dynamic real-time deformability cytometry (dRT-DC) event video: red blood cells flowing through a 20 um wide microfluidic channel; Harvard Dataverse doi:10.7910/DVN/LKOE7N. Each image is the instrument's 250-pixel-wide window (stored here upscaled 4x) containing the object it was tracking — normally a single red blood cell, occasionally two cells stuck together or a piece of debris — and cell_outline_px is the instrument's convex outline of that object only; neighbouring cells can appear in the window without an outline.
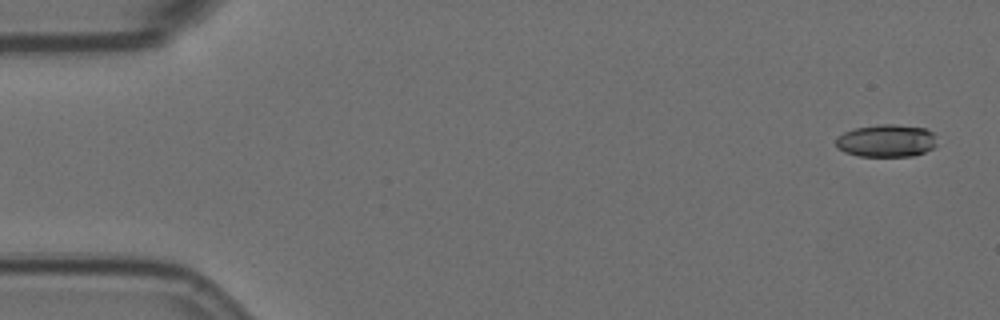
{"species": "Egyptian fruit bat (a non-hibernating species)", "species_latin": "Rousettus aegyptiacus", "temperature_condition": "room temperature", "stored_images_in_passage": 5, "camera_frame_rate_fps": 3000, "um_per_image_px": 0.085, "animal": {"sex": "female"}, "frame": {"image": 1, "passage_image": 1, "time_ms": 0.0, "image_size_px": [1000, 320], "cell_outline_px": [[936, 148], [912, 156], [860, 156], [844, 152], [836, 148], [836, 136], [844, 132], [856, 128], [880, 124], [892, 124], [924, 128], [932, 132], [936, 136]], "centroid_in_image_um": [75.34, 11.97], "position_along_channel_um": 9.7, "area_um2": 19.31}}
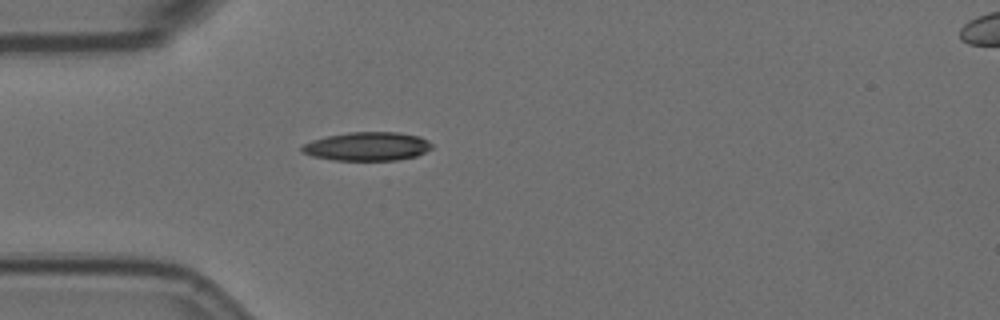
{"frame": {"image": 2, "passage_image": 5, "time_ms": 4.667, "image_size_px": [1000, 320], "cell_outline_px": [[432, 148], [416, 156], [396, 160], [332, 160], [312, 156], [300, 152], [300, 148], [304, 144], [312, 140], [328, 136], [348, 132], [400, 132], [420, 136], [428, 140], [432, 144]], "centroid_in_image_um": [31.21, 12.44], "position_along_channel_um": 53.8, "area_um2": 21.79}}